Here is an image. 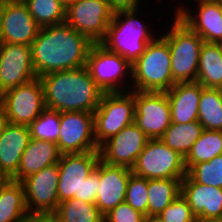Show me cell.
<instances>
[{"label": "cell", "instance_id": "cell-1", "mask_svg": "<svg viewBox=\"0 0 222 222\" xmlns=\"http://www.w3.org/2000/svg\"><path fill=\"white\" fill-rule=\"evenodd\" d=\"M93 43L66 22L40 28L31 46L37 77L86 66Z\"/></svg>", "mask_w": 222, "mask_h": 222}, {"label": "cell", "instance_id": "cell-2", "mask_svg": "<svg viewBox=\"0 0 222 222\" xmlns=\"http://www.w3.org/2000/svg\"><path fill=\"white\" fill-rule=\"evenodd\" d=\"M45 106L58 112L85 111L93 113L104 94L86 66L52 72L39 77Z\"/></svg>", "mask_w": 222, "mask_h": 222}, {"label": "cell", "instance_id": "cell-3", "mask_svg": "<svg viewBox=\"0 0 222 222\" xmlns=\"http://www.w3.org/2000/svg\"><path fill=\"white\" fill-rule=\"evenodd\" d=\"M58 166L59 203L72 198L95 203L100 184L99 151L62 154Z\"/></svg>", "mask_w": 222, "mask_h": 222}, {"label": "cell", "instance_id": "cell-4", "mask_svg": "<svg viewBox=\"0 0 222 222\" xmlns=\"http://www.w3.org/2000/svg\"><path fill=\"white\" fill-rule=\"evenodd\" d=\"M137 10L115 11L105 37L99 43L106 50L122 56L131 65L145 52L148 43L154 39L153 33L149 32L148 27L138 19Z\"/></svg>", "mask_w": 222, "mask_h": 222}, {"label": "cell", "instance_id": "cell-5", "mask_svg": "<svg viewBox=\"0 0 222 222\" xmlns=\"http://www.w3.org/2000/svg\"><path fill=\"white\" fill-rule=\"evenodd\" d=\"M134 88L142 92H167L175 83L168 42L162 37L148 43L145 52L132 64Z\"/></svg>", "mask_w": 222, "mask_h": 222}, {"label": "cell", "instance_id": "cell-6", "mask_svg": "<svg viewBox=\"0 0 222 222\" xmlns=\"http://www.w3.org/2000/svg\"><path fill=\"white\" fill-rule=\"evenodd\" d=\"M169 32L161 36L168 42L174 83L196 82L199 55L204 40L175 14Z\"/></svg>", "mask_w": 222, "mask_h": 222}, {"label": "cell", "instance_id": "cell-7", "mask_svg": "<svg viewBox=\"0 0 222 222\" xmlns=\"http://www.w3.org/2000/svg\"><path fill=\"white\" fill-rule=\"evenodd\" d=\"M94 137L99 147L106 140L134 122L135 91L106 92L93 112Z\"/></svg>", "mask_w": 222, "mask_h": 222}, {"label": "cell", "instance_id": "cell-8", "mask_svg": "<svg viewBox=\"0 0 222 222\" xmlns=\"http://www.w3.org/2000/svg\"><path fill=\"white\" fill-rule=\"evenodd\" d=\"M146 179H183L187 175L184 157L160 139H149L131 168Z\"/></svg>", "mask_w": 222, "mask_h": 222}, {"label": "cell", "instance_id": "cell-9", "mask_svg": "<svg viewBox=\"0 0 222 222\" xmlns=\"http://www.w3.org/2000/svg\"><path fill=\"white\" fill-rule=\"evenodd\" d=\"M113 13L108 0H76L66 6L65 22L98 44L105 37Z\"/></svg>", "mask_w": 222, "mask_h": 222}, {"label": "cell", "instance_id": "cell-10", "mask_svg": "<svg viewBox=\"0 0 222 222\" xmlns=\"http://www.w3.org/2000/svg\"><path fill=\"white\" fill-rule=\"evenodd\" d=\"M0 104L10 123L29 126L46 108L41 80L37 77L4 92Z\"/></svg>", "mask_w": 222, "mask_h": 222}, {"label": "cell", "instance_id": "cell-11", "mask_svg": "<svg viewBox=\"0 0 222 222\" xmlns=\"http://www.w3.org/2000/svg\"><path fill=\"white\" fill-rule=\"evenodd\" d=\"M56 144L61 154L99 151L94 137L93 113L60 112V134Z\"/></svg>", "mask_w": 222, "mask_h": 222}, {"label": "cell", "instance_id": "cell-12", "mask_svg": "<svg viewBox=\"0 0 222 222\" xmlns=\"http://www.w3.org/2000/svg\"><path fill=\"white\" fill-rule=\"evenodd\" d=\"M86 68L104 93L124 92L125 88L120 85V81L125 74H132V65L127 60L117 53L106 50L99 43L91 46Z\"/></svg>", "mask_w": 222, "mask_h": 222}, {"label": "cell", "instance_id": "cell-13", "mask_svg": "<svg viewBox=\"0 0 222 222\" xmlns=\"http://www.w3.org/2000/svg\"><path fill=\"white\" fill-rule=\"evenodd\" d=\"M134 123L149 139H160L171 125V108L166 92L135 91Z\"/></svg>", "mask_w": 222, "mask_h": 222}, {"label": "cell", "instance_id": "cell-14", "mask_svg": "<svg viewBox=\"0 0 222 222\" xmlns=\"http://www.w3.org/2000/svg\"><path fill=\"white\" fill-rule=\"evenodd\" d=\"M58 163L41 169L21 181L29 214L55 213L59 205Z\"/></svg>", "mask_w": 222, "mask_h": 222}, {"label": "cell", "instance_id": "cell-15", "mask_svg": "<svg viewBox=\"0 0 222 222\" xmlns=\"http://www.w3.org/2000/svg\"><path fill=\"white\" fill-rule=\"evenodd\" d=\"M148 140L133 122L99 146L100 160L109 165L132 168Z\"/></svg>", "mask_w": 222, "mask_h": 222}, {"label": "cell", "instance_id": "cell-16", "mask_svg": "<svg viewBox=\"0 0 222 222\" xmlns=\"http://www.w3.org/2000/svg\"><path fill=\"white\" fill-rule=\"evenodd\" d=\"M37 78L31 46L0 43V89L4 93Z\"/></svg>", "mask_w": 222, "mask_h": 222}, {"label": "cell", "instance_id": "cell-17", "mask_svg": "<svg viewBox=\"0 0 222 222\" xmlns=\"http://www.w3.org/2000/svg\"><path fill=\"white\" fill-rule=\"evenodd\" d=\"M39 29L23 1L6 3L0 29V43L31 45Z\"/></svg>", "mask_w": 222, "mask_h": 222}, {"label": "cell", "instance_id": "cell-18", "mask_svg": "<svg viewBox=\"0 0 222 222\" xmlns=\"http://www.w3.org/2000/svg\"><path fill=\"white\" fill-rule=\"evenodd\" d=\"M181 194L198 222H218L222 218V188L194 182L186 175L181 181Z\"/></svg>", "mask_w": 222, "mask_h": 222}, {"label": "cell", "instance_id": "cell-19", "mask_svg": "<svg viewBox=\"0 0 222 222\" xmlns=\"http://www.w3.org/2000/svg\"><path fill=\"white\" fill-rule=\"evenodd\" d=\"M131 168L109 165L100 160V184L95 204L104 216L118 204L125 202Z\"/></svg>", "mask_w": 222, "mask_h": 222}, {"label": "cell", "instance_id": "cell-20", "mask_svg": "<svg viewBox=\"0 0 222 222\" xmlns=\"http://www.w3.org/2000/svg\"><path fill=\"white\" fill-rule=\"evenodd\" d=\"M197 13L179 6L176 15L196 32L204 42L222 43V10L214 0L197 1Z\"/></svg>", "mask_w": 222, "mask_h": 222}, {"label": "cell", "instance_id": "cell-21", "mask_svg": "<svg viewBox=\"0 0 222 222\" xmlns=\"http://www.w3.org/2000/svg\"><path fill=\"white\" fill-rule=\"evenodd\" d=\"M203 88L198 82L175 83L166 92L172 123L186 124L198 121L199 100Z\"/></svg>", "mask_w": 222, "mask_h": 222}, {"label": "cell", "instance_id": "cell-22", "mask_svg": "<svg viewBox=\"0 0 222 222\" xmlns=\"http://www.w3.org/2000/svg\"><path fill=\"white\" fill-rule=\"evenodd\" d=\"M31 139L29 126L8 123L0 135V168L12 178Z\"/></svg>", "mask_w": 222, "mask_h": 222}, {"label": "cell", "instance_id": "cell-23", "mask_svg": "<svg viewBox=\"0 0 222 222\" xmlns=\"http://www.w3.org/2000/svg\"><path fill=\"white\" fill-rule=\"evenodd\" d=\"M61 155L56 143L31 138L22 154L17 173L11 179L21 182L41 169L58 163Z\"/></svg>", "mask_w": 222, "mask_h": 222}, {"label": "cell", "instance_id": "cell-24", "mask_svg": "<svg viewBox=\"0 0 222 222\" xmlns=\"http://www.w3.org/2000/svg\"><path fill=\"white\" fill-rule=\"evenodd\" d=\"M196 82L206 88H222V53L220 43H203L199 55Z\"/></svg>", "mask_w": 222, "mask_h": 222}, {"label": "cell", "instance_id": "cell-25", "mask_svg": "<svg viewBox=\"0 0 222 222\" xmlns=\"http://www.w3.org/2000/svg\"><path fill=\"white\" fill-rule=\"evenodd\" d=\"M182 179H148L147 217L159 215L181 193Z\"/></svg>", "mask_w": 222, "mask_h": 222}, {"label": "cell", "instance_id": "cell-26", "mask_svg": "<svg viewBox=\"0 0 222 222\" xmlns=\"http://www.w3.org/2000/svg\"><path fill=\"white\" fill-rule=\"evenodd\" d=\"M27 215L23 185L11 180L0 191V222H16Z\"/></svg>", "mask_w": 222, "mask_h": 222}, {"label": "cell", "instance_id": "cell-27", "mask_svg": "<svg viewBox=\"0 0 222 222\" xmlns=\"http://www.w3.org/2000/svg\"><path fill=\"white\" fill-rule=\"evenodd\" d=\"M203 130L204 128L199 121L186 124L171 122V125L164 132L160 140L185 158L193 144L199 139Z\"/></svg>", "mask_w": 222, "mask_h": 222}, {"label": "cell", "instance_id": "cell-28", "mask_svg": "<svg viewBox=\"0 0 222 222\" xmlns=\"http://www.w3.org/2000/svg\"><path fill=\"white\" fill-rule=\"evenodd\" d=\"M198 121L205 130L222 131V91L220 88L202 89Z\"/></svg>", "mask_w": 222, "mask_h": 222}, {"label": "cell", "instance_id": "cell-29", "mask_svg": "<svg viewBox=\"0 0 222 222\" xmlns=\"http://www.w3.org/2000/svg\"><path fill=\"white\" fill-rule=\"evenodd\" d=\"M222 154V131L203 130L199 139L184 158L185 168L188 171L193 165L208 162Z\"/></svg>", "mask_w": 222, "mask_h": 222}, {"label": "cell", "instance_id": "cell-30", "mask_svg": "<svg viewBox=\"0 0 222 222\" xmlns=\"http://www.w3.org/2000/svg\"><path fill=\"white\" fill-rule=\"evenodd\" d=\"M61 222H104L95 203H89L78 198L60 202L54 213Z\"/></svg>", "mask_w": 222, "mask_h": 222}, {"label": "cell", "instance_id": "cell-31", "mask_svg": "<svg viewBox=\"0 0 222 222\" xmlns=\"http://www.w3.org/2000/svg\"><path fill=\"white\" fill-rule=\"evenodd\" d=\"M40 28L65 22L66 6L59 0H24Z\"/></svg>", "mask_w": 222, "mask_h": 222}, {"label": "cell", "instance_id": "cell-32", "mask_svg": "<svg viewBox=\"0 0 222 222\" xmlns=\"http://www.w3.org/2000/svg\"><path fill=\"white\" fill-rule=\"evenodd\" d=\"M32 139L57 143L60 134V112L45 108L29 125Z\"/></svg>", "mask_w": 222, "mask_h": 222}, {"label": "cell", "instance_id": "cell-33", "mask_svg": "<svg viewBox=\"0 0 222 222\" xmlns=\"http://www.w3.org/2000/svg\"><path fill=\"white\" fill-rule=\"evenodd\" d=\"M187 175L194 181L203 185L222 188V154L208 162L193 165Z\"/></svg>", "mask_w": 222, "mask_h": 222}, {"label": "cell", "instance_id": "cell-34", "mask_svg": "<svg viewBox=\"0 0 222 222\" xmlns=\"http://www.w3.org/2000/svg\"><path fill=\"white\" fill-rule=\"evenodd\" d=\"M148 179L134 175H130L125 202L135 210L141 212L147 217L148 204Z\"/></svg>", "mask_w": 222, "mask_h": 222}, {"label": "cell", "instance_id": "cell-35", "mask_svg": "<svg viewBox=\"0 0 222 222\" xmlns=\"http://www.w3.org/2000/svg\"><path fill=\"white\" fill-rule=\"evenodd\" d=\"M159 215L166 222H198L181 193Z\"/></svg>", "mask_w": 222, "mask_h": 222}, {"label": "cell", "instance_id": "cell-36", "mask_svg": "<svg viewBox=\"0 0 222 222\" xmlns=\"http://www.w3.org/2000/svg\"><path fill=\"white\" fill-rule=\"evenodd\" d=\"M145 215L135 210L128 203L118 204L103 216L104 222H143Z\"/></svg>", "mask_w": 222, "mask_h": 222}, {"label": "cell", "instance_id": "cell-37", "mask_svg": "<svg viewBox=\"0 0 222 222\" xmlns=\"http://www.w3.org/2000/svg\"><path fill=\"white\" fill-rule=\"evenodd\" d=\"M112 10L138 9L140 0H108Z\"/></svg>", "mask_w": 222, "mask_h": 222}, {"label": "cell", "instance_id": "cell-38", "mask_svg": "<svg viewBox=\"0 0 222 222\" xmlns=\"http://www.w3.org/2000/svg\"><path fill=\"white\" fill-rule=\"evenodd\" d=\"M35 222H61L54 213L35 214Z\"/></svg>", "mask_w": 222, "mask_h": 222}, {"label": "cell", "instance_id": "cell-39", "mask_svg": "<svg viewBox=\"0 0 222 222\" xmlns=\"http://www.w3.org/2000/svg\"><path fill=\"white\" fill-rule=\"evenodd\" d=\"M8 123V118L6 117L5 111L2 105L0 104V135L2 134Z\"/></svg>", "mask_w": 222, "mask_h": 222}, {"label": "cell", "instance_id": "cell-40", "mask_svg": "<svg viewBox=\"0 0 222 222\" xmlns=\"http://www.w3.org/2000/svg\"><path fill=\"white\" fill-rule=\"evenodd\" d=\"M12 179L0 168V191L11 181Z\"/></svg>", "mask_w": 222, "mask_h": 222}, {"label": "cell", "instance_id": "cell-41", "mask_svg": "<svg viewBox=\"0 0 222 222\" xmlns=\"http://www.w3.org/2000/svg\"><path fill=\"white\" fill-rule=\"evenodd\" d=\"M147 222H166L160 215H151L148 217H145Z\"/></svg>", "mask_w": 222, "mask_h": 222}, {"label": "cell", "instance_id": "cell-42", "mask_svg": "<svg viewBox=\"0 0 222 222\" xmlns=\"http://www.w3.org/2000/svg\"><path fill=\"white\" fill-rule=\"evenodd\" d=\"M8 1L7 0H0V29L2 24V16L5 9V5Z\"/></svg>", "mask_w": 222, "mask_h": 222}, {"label": "cell", "instance_id": "cell-43", "mask_svg": "<svg viewBox=\"0 0 222 222\" xmlns=\"http://www.w3.org/2000/svg\"><path fill=\"white\" fill-rule=\"evenodd\" d=\"M16 222H35V214H29Z\"/></svg>", "mask_w": 222, "mask_h": 222}, {"label": "cell", "instance_id": "cell-44", "mask_svg": "<svg viewBox=\"0 0 222 222\" xmlns=\"http://www.w3.org/2000/svg\"><path fill=\"white\" fill-rule=\"evenodd\" d=\"M61 1L65 6H67L69 3L74 2L76 0H59Z\"/></svg>", "mask_w": 222, "mask_h": 222}, {"label": "cell", "instance_id": "cell-45", "mask_svg": "<svg viewBox=\"0 0 222 222\" xmlns=\"http://www.w3.org/2000/svg\"><path fill=\"white\" fill-rule=\"evenodd\" d=\"M222 10V0H214Z\"/></svg>", "mask_w": 222, "mask_h": 222}, {"label": "cell", "instance_id": "cell-46", "mask_svg": "<svg viewBox=\"0 0 222 222\" xmlns=\"http://www.w3.org/2000/svg\"><path fill=\"white\" fill-rule=\"evenodd\" d=\"M2 94H3V93L1 92V89H0V100H1V98H2Z\"/></svg>", "mask_w": 222, "mask_h": 222}, {"label": "cell", "instance_id": "cell-47", "mask_svg": "<svg viewBox=\"0 0 222 222\" xmlns=\"http://www.w3.org/2000/svg\"><path fill=\"white\" fill-rule=\"evenodd\" d=\"M7 1H24V0H7Z\"/></svg>", "mask_w": 222, "mask_h": 222}]
</instances>
